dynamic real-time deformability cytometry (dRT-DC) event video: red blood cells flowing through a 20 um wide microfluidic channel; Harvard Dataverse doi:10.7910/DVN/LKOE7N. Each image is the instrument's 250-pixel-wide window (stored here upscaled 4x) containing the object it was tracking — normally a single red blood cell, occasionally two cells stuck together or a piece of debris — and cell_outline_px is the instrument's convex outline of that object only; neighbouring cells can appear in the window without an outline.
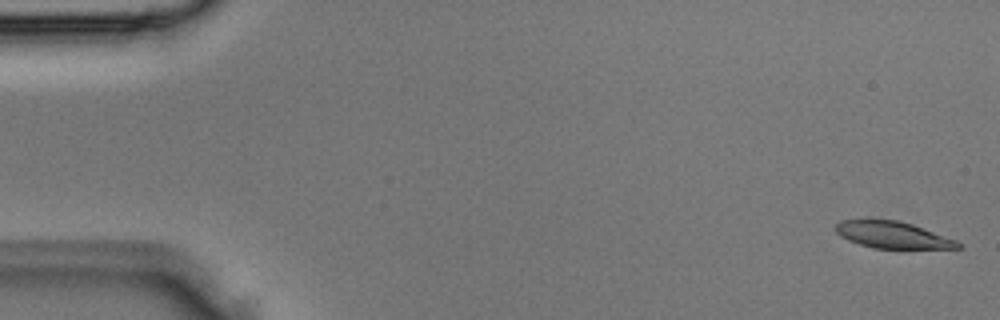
{"species": "Egyptian fruit bat (a non-hibernating species)", "species_latin": "Rousettus aegyptiacus", "temperature_condition": "room temperature", "stored_images_in_passage": 3, "camera_frame_rate_fps": 3000, "um_per_image_px": 0.085, "animal": {"sex": "male"}, "frame": {"image": 1, "passage_image": 3, "time_ms": 0.667, "image_size_px": [1000, 320], "cell_outline_px": [[964, 248], [872, 248], [848, 240], [840, 236], [836, 232], [836, 224], [840, 220], [896, 220], [912, 224], [956, 240]], "centroid_in_image_um": [75.86, 19.97], "position_along_channel_um": 9.1, "area_um2": 18.73}}